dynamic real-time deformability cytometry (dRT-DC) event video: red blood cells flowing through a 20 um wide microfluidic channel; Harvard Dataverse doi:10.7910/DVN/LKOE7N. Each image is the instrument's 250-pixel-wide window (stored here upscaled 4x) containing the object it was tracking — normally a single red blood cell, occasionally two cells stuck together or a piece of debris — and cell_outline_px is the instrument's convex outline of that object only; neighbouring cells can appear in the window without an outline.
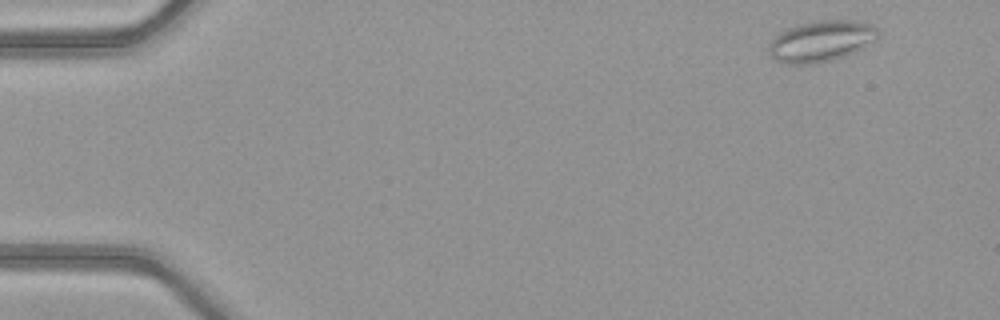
{"species": "common noctule bat (a hibernating species)", "species_latin": "Nyctalus noctula", "temperature_condition": "warm", "stored_images_in_passage": 17, "camera_frame_rate_fps": 3000, "um_per_image_px": 0.085, "animal": {"sex": "female", "body_mass_g": 21.9}, "frame": {"image": 1, "passage_image": 1, "time_ms": 0.0, "image_size_px": [1000, 320], "cell_outline_px": [[880, 36], [852, 52], [844, 56], [832, 60], [816, 64], [784, 64], [776, 60], [768, 52], [768, 44], [780, 32], [788, 28], [800, 24], [820, 20], [852, 20], [868, 24], [876, 28], [880, 32]], "centroid_in_image_um": [69.75, 3.5], "position_along_channel_um": 15.3, "area_um2": 25.84}}